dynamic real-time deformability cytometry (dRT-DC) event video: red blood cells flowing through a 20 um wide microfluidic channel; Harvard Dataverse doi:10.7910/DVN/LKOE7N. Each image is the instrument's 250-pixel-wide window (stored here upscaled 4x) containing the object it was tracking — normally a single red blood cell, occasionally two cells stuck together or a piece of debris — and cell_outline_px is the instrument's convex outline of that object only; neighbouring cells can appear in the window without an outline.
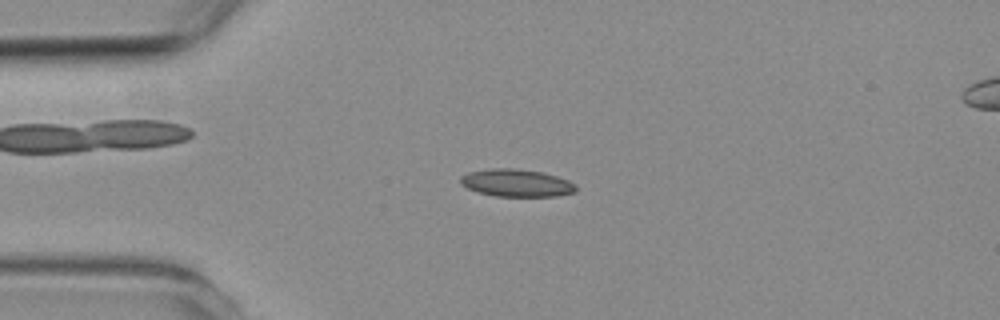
{"species": "common noctule bat (a hibernating species)", "species_latin": "Nyctalus noctula", "temperature_condition": "room temperature", "stored_images_in_passage": 6, "camera_frame_rate_fps": 3000, "um_per_image_px": 0.085, "animal": {"sex": "female", "body_mass_g": 19.3, "forearm_length_mm": 54.1}, "frame": {"image": 1, "passage_image": 3, "time_ms": 3.333, "image_size_px": [1000, 320], "cell_outline_px": [[576, 192], [556, 196], [496, 196], [476, 192], [460, 184], [460, 176], [468, 172], [488, 168], [516, 168], [544, 172], [568, 180], [576, 184]], "centroid_in_image_um": [43.89, 15.54], "position_along_channel_um": 41.1, "area_um2": 18.73}}
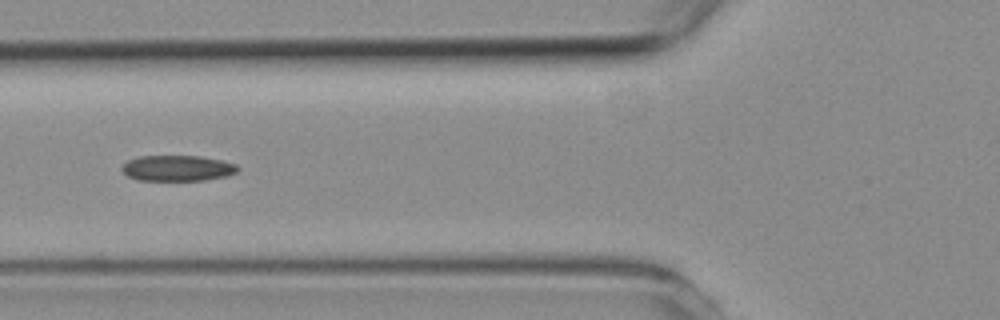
{"frame": {"image": 2, "passage_image": 5, "time_ms": 5.667, "image_size_px": [1000, 320], "cell_outline_px": [[240, 168], [236, 172], [228, 176], [204, 180], [136, 180], [128, 176], [120, 168], [128, 160], [140, 156], [200, 156], [224, 160], [236, 164]], "centroid_in_image_um": [15.11, 14.29], "position_along_channel_um": 110.7, "area_um2": 17.46}}
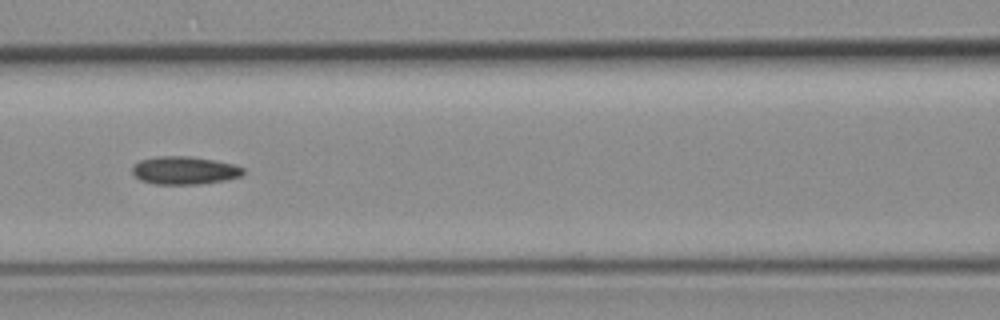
{"frame": {"image": 3, "passage_image": 6, "time_ms": 6.667, "image_size_px": [1000, 320], "cell_outline_px": [[244, 172], [240, 176], [224, 180], [200, 184], [156, 184], [140, 180], [132, 172], [132, 164], [140, 160], [156, 156], [192, 156], [216, 160], [232, 164], [244, 168]], "centroid_in_image_um": [15.65, 14.47], "position_along_channel_um": 150.9, "area_um2": 18.15}}